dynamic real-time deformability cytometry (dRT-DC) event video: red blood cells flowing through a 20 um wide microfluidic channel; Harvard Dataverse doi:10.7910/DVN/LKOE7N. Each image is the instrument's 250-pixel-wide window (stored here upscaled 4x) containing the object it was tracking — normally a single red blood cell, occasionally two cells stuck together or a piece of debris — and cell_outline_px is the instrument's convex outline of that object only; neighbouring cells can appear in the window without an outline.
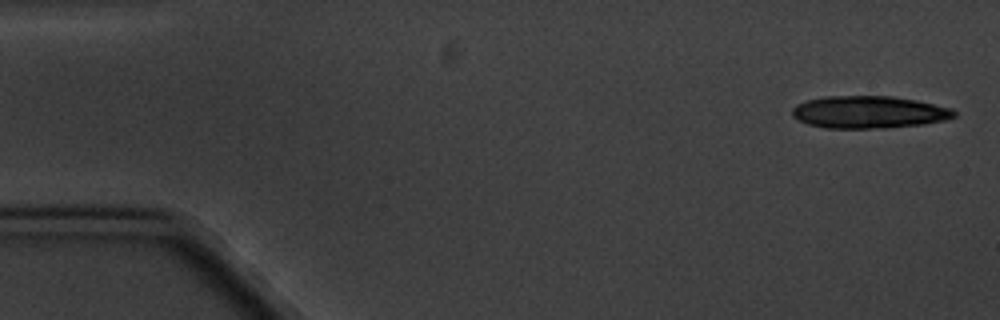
{"species": "common noctule bat (a hibernating species)", "species_latin": "Nyctalus noctula", "temperature_condition": "cold", "stored_images_in_passage": 4, "camera_frame_rate_fps": 3000, "um_per_image_px": 0.085, "animal": {"sex": "male", "body_mass_g": 20.1, "forearm_length_mm": 53.5}, "frame": {"image": 1, "passage_image": 1, "time_ms": 0.0, "image_size_px": [1000, 320], "cell_outline_px": [[956, 116], [944, 120], [924, 124], [884, 128], [828, 128], [808, 124], [792, 116], [792, 108], [796, 104], [804, 100], [824, 96], [892, 96], [916, 100], [952, 108], [956, 112]], "centroid_in_image_um": [73.84, 9.52], "position_along_channel_um": 11.2, "area_um2": 30.63}}